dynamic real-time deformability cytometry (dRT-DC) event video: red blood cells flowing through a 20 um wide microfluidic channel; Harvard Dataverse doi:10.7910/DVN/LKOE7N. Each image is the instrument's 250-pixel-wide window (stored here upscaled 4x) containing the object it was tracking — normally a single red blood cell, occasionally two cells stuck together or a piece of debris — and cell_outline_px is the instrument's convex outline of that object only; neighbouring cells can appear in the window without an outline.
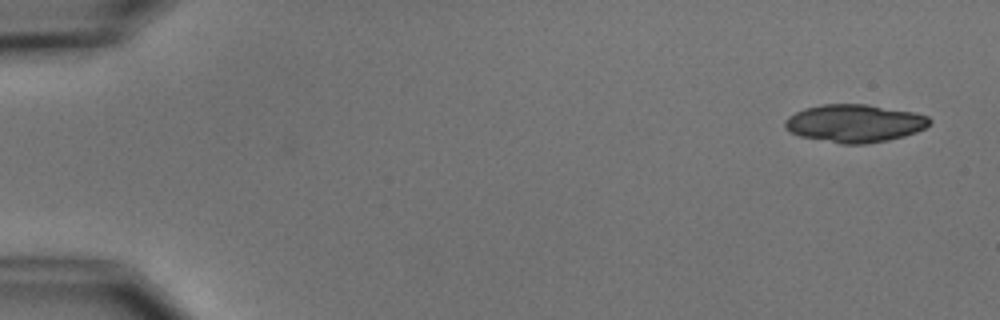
{"species": "common noctule bat (a hibernating species)", "species_latin": "Nyctalus noctula", "temperature_condition": "cold", "stored_images_in_passage": 5, "camera_frame_rate_fps": 3000, "um_per_image_px": 0.085, "animal": {"sex": "male", "body_mass_g": 15.6}, "frame": {"image": 1, "passage_image": 1, "time_ms": 0.0, "image_size_px": [1000, 320], "cell_outline_px": [[932, 120], [924, 128], [916, 132], [904, 136], [888, 140], [864, 144], [840, 144], [800, 136], [784, 128], [784, 120], [788, 116], [804, 108], [820, 104], [868, 104], [916, 112], [928, 116]], "centroid_in_image_um": [72.64, 10.47], "position_along_channel_um": 12.4, "area_um2": 32.14}}